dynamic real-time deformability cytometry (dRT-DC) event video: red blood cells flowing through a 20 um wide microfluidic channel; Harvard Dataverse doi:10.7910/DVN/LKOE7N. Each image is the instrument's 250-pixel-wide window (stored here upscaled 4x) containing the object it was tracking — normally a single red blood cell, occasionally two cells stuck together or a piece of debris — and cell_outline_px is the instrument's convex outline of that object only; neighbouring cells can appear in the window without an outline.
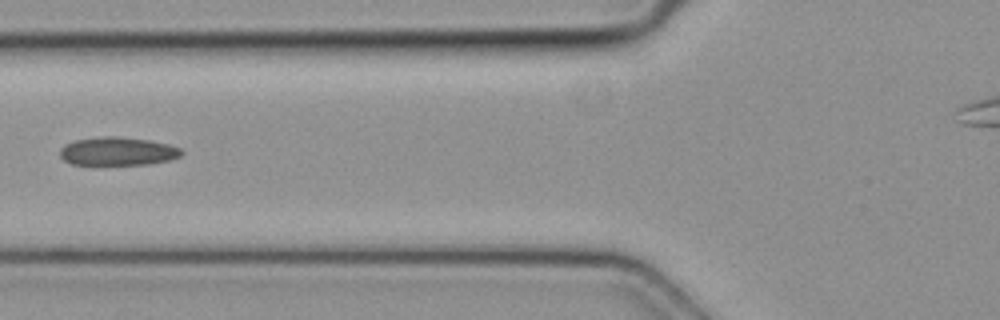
{"species": "common noctule bat (a hibernating species)", "species_latin": "Nyctalus noctula", "temperature_condition": "cold", "stored_images_in_passage": 5, "camera_frame_rate_fps": 3000, "um_per_image_px": 0.085, "animal": {"sex": "female", "body_mass_g": 19.3, "forearm_length_mm": 54.1}, "frame": {"image": 1, "passage_image": 4, "time_ms": 1.0, "image_size_px": [1000, 320], "cell_outline_px": [[184, 152], [180, 156], [168, 160], [148, 164], [72, 164], [64, 160], [60, 156], [60, 148], [64, 144], [76, 140], [104, 136], [112, 136], [148, 140], [168, 144], [180, 148]], "centroid_in_image_um": [9.99, 12.86], "position_along_channel_um": 115.8, "area_um2": 19.83}}
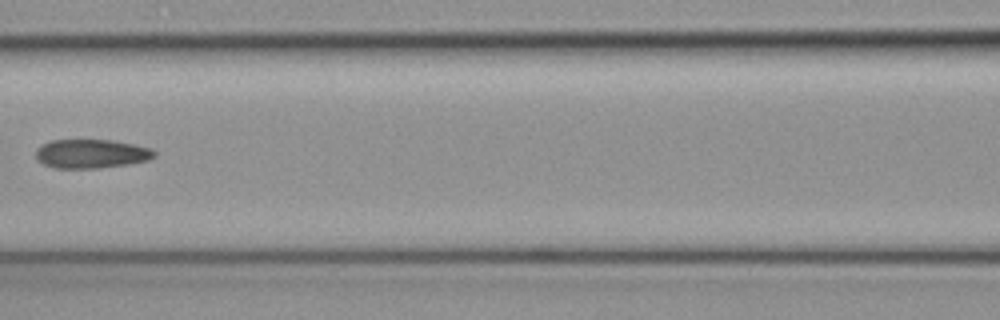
{"frame": {"image": 2, "passage_image": 5, "time_ms": 1.333, "image_size_px": [1000, 320], "cell_outline_px": [[156, 156], [148, 160], [128, 164], [100, 168], [52, 168], [36, 160], [36, 148], [52, 140], [112, 140], [152, 148], [156, 152]], "centroid_in_image_um": [7.76, 13.07], "position_along_channel_um": 158.8, "area_um2": 20.06}}